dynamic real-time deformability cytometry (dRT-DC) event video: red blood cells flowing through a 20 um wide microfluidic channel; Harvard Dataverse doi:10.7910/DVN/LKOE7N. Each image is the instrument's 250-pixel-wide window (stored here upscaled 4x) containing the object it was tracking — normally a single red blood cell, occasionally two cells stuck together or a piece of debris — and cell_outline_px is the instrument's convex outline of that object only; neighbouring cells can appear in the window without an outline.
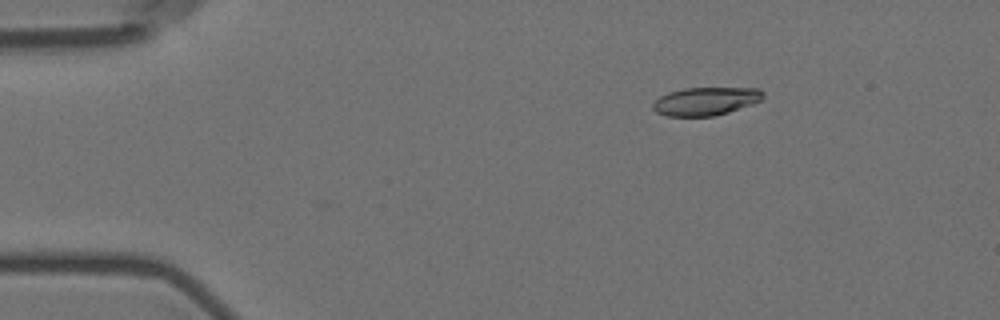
{"species": "Egyptian fruit bat (a non-hibernating species)", "species_latin": "Rousettus aegyptiacus", "temperature_condition": "room temperature", "stored_images_in_passage": 13, "camera_frame_rate_fps": 3000, "um_per_image_px": 0.085, "animal": {"sex": "female"}, "frame": {"image": 1, "passage_image": 1, "time_ms": 0.0, "image_size_px": [1000, 320], "cell_outline_px": [[764, 96], [760, 100], [752, 104], [716, 116], [668, 116], [656, 112], [652, 108], [652, 104], [660, 96], [668, 92], [684, 88], [760, 88], [764, 92]], "centroid_in_image_um": [59.98, 8.6], "position_along_channel_um": 25.0, "area_um2": 18.09}}
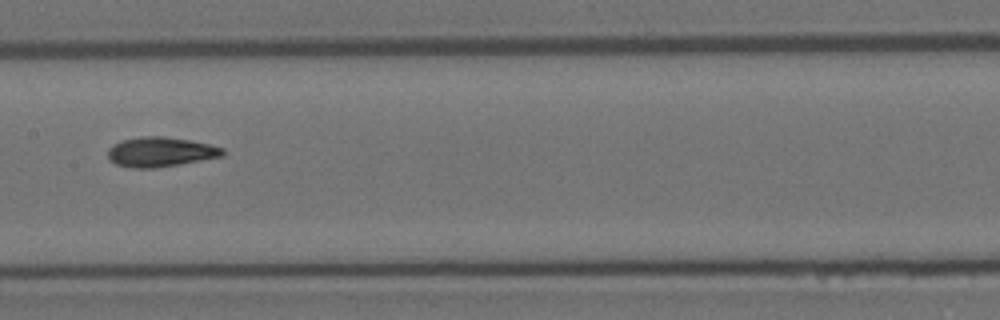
{"frame": {"image": 2, "passage_image": 6, "time_ms": 6.667, "image_size_px": [1000, 320], "cell_outline_px": [[224, 156], [180, 164], [156, 168], [132, 168], [116, 164], [108, 160], [108, 148], [112, 144], [120, 140], [140, 136], [164, 136], [188, 140], [208, 144], [224, 148]], "centroid_in_image_um": [13.6, 12.91], "position_along_channel_um": 193.8, "area_um2": 20.06}}
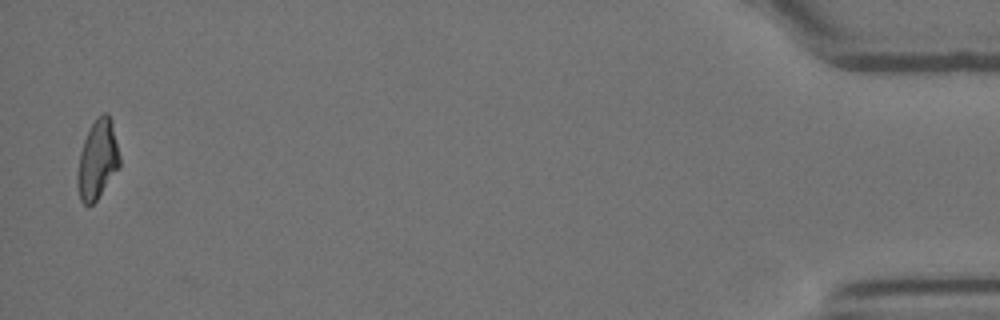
{"frame": {"image": 3, "passage_image": 13, "time_ms": 15.667, "image_size_px": [1000, 320], "cell_outline_px": [[120, 168], [96, 200], [92, 204], [84, 204], [80, 200], [76, 184], [76, 176], [80, 152], [84, 140], [92, 124], [104, 112], [108, 112], [112, 120], [120, 156]], "centroid_in_image_um": [8.29, 13.59], "position_along_channel_um": 426.9, "area_um2": 19.54}, "authors_computed_cell_mechanics": {"area_um2": 19.5942, "velocity_mm_per_s": 3.5969, "shape_relaxation_time_tau1_ms": 7.8441, "shape_relaxation_time_tau2_ms": 1.7597, "deformation_change_tau1": 0.1844, "deformation_change_tau2": 0.0704}}